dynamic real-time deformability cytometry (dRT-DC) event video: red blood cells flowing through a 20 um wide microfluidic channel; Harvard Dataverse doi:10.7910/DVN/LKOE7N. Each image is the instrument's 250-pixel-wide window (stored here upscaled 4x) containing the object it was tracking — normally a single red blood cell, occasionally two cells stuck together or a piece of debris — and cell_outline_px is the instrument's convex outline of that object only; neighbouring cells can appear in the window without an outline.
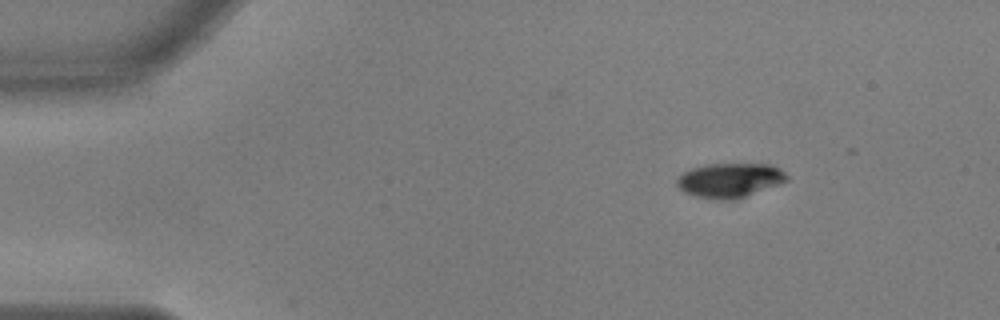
{"species": "common noctule bat (a hibernating species)", "species_latin": "Nyctalus noctula", "temperature_condition": "warm", "stored_images_in_passage": 44, "camera_frame_rate_fps": 3000, "um_per_image_px": 0.085, "animal": {"sex": "male", "body_mass_g": 17.9, "forearm_length_mm": 54.2}, "frame": {"image": 1, "passage_image": 1, "time_ms": 0.0, "image_size_px": [1000, 320], "cell_outline_px": [[788, 180], [736, 200], [716, 200], [696, 196], [684, 192], [676, 184], [676, 180], [684, 172], [692, 168], [704, 164], [772, 164], [780, 168], [788, 176]], "centroid_in_image_um": [62.03, 15.32], "position_along_channel_um": 23.0, "area_um2": 22.08}}
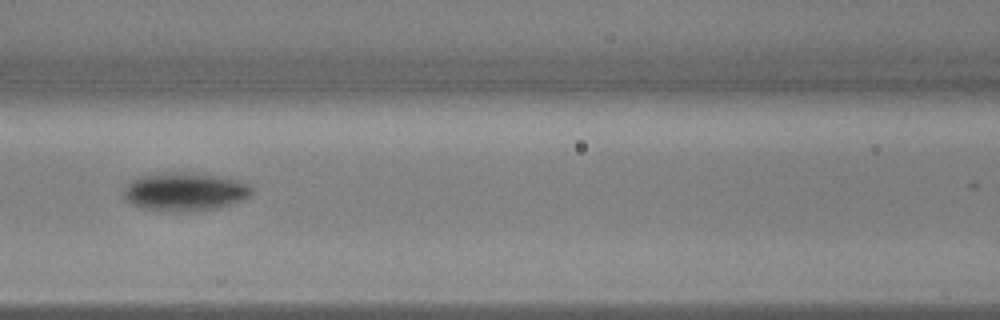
{"frame": {"image": 2, "passage_image": 18, "time_ms": 5.667, "image_size_px": [1000, 320], "cell_outline_px": [[252, 192], [248, 196], [240, 200], [220, 208], [188, 212], [176, 212], [140, 208], [124, 200], [124, 192], [128, 184], [132, 180], [148, 176], [228, 176], [248, 184], [252, 188]], "centroid_in_image_um": [15.76, 16.38], "position_along_channel_um": 150.8, "area_um2": 27.28}}
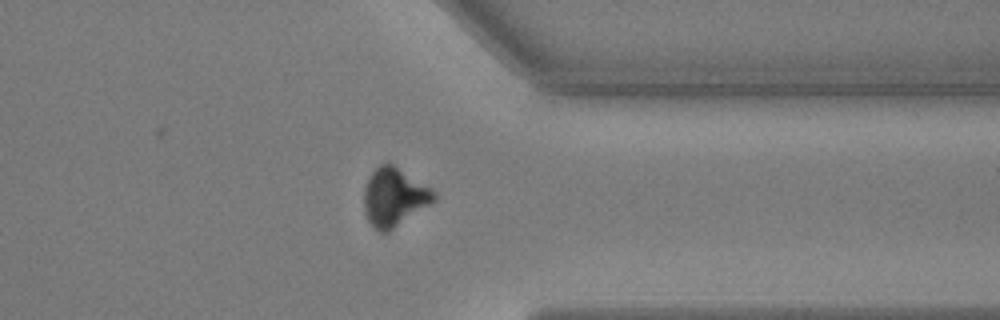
{"frame": {"image": 3, "passage_image": 37, "time_ms": 12.0, "image_size_px": [1000, 320], "cell_outline_px": [[436, 200], [388, 232], [380, 232], [368, 220], [364, 212], [364, 184], [368, 176], [380, 164], [388, 160], [432, 188], [436, 192]], "centroid_in_image_um": [33.5, 16.7], "position_along_channel_um": 377.9, "area_um2": 24.04}, "authors_computed_cell_mechanics": {"area_um2": 25.0852, "velocity_mm_per_s": 3.6694, "shape_relaxation_time_tau1_ms": 2.1214, "shape_relaxation_time_tau2_ms": null, "deformation_change_tau1": 0.1257, "deformation_change_tau2": null}}